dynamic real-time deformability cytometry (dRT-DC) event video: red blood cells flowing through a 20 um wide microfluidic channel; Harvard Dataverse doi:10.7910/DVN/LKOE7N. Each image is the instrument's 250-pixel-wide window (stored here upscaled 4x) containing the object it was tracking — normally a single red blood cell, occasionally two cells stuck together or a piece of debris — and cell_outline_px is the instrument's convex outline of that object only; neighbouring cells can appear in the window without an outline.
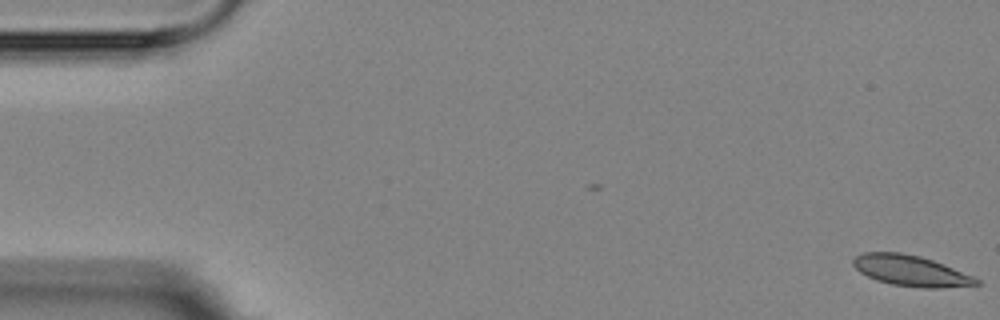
{"species": "Egyptian fruit bat (a non-hibernating species)", "species_latin": "Rousettus aegyptiacus", "temperature_condition": "room temperature", "stored_images_in_passage": 2, "camera_frame_rate_fps": 3000, "um_per_image_px": 0.085, "animal": {"sex": "female"}, "frame": {"image": 1, "passage_image": 2, "time_ms": 1.333, "image_size_px": [1000, 320], "cell_outline_px": [[980, 284], [944, 288], [924, 288], [892, 284], [876, 280], [860, 272], [852, 264], [852, 260], [856, 256], [864, 252], [900, 252], [920, 256], [944, 264], [972, 276], [980, 280]], "centroid_in_image_um": [77.41, 23.01], "position_along_channel_um": 7.6, "area_um2": 21.96}}